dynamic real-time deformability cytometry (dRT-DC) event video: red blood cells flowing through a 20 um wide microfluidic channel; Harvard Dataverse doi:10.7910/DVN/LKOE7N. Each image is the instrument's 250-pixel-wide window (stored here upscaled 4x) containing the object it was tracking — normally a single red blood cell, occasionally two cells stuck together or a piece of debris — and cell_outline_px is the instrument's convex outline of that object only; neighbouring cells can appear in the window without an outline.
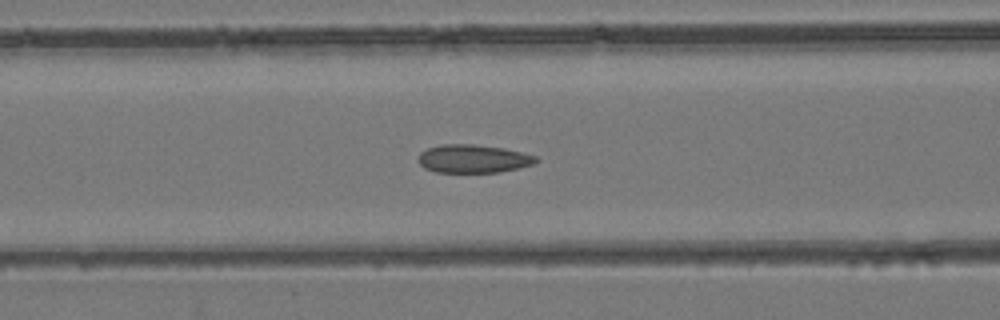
{"species": "common noctule bat (a hibernating species)", "species_latin": "Nyctalus noctula", "temperature_condition": "room temperature", "stored_images_in_passage": 47, "camera_frame_rate_fps": 3000, "um_per_image_px": 0.085, "animal": {"sex": "female", "body_mass_g": 24.6, "forearm_length_mm": 56.2}, "frame": {"image": 1, "passage_image": 19, "time_ms": 6.0, "image_size_px": [1000, 320], "cell_outline_px": [[540, 160], [536, 164], [500, 172], [436, 172], [424, 168], [416, 160], [420, 152], [428, 148], [440, 144], [472, 144], [504, 148], [536, 156]], "centroid_in_image_um": [40.21, 13.49], "position_along_channel_um": 126.4, "area_um2": 19.54}}
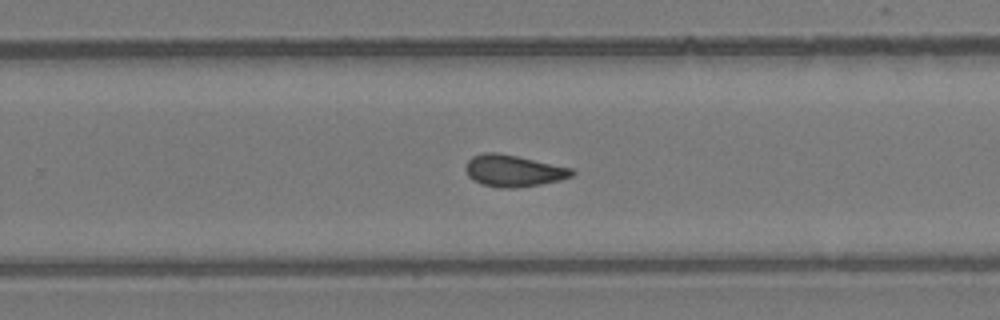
{"frame": {"image": 2, "passage_image": 30, "time_ms": 9.667, "image_size_px": [1000, 320], "cell_outline_px": [[576, 172], [572, 176], [560, 180], [540, 184], [512, 188], [500, 188], [480, 184], [472, 180], [468, 176], [464, 168], [468, 160], [472, 156], [484, 152], [496, 152], [516, 156], [572, 168]], "centroid_in_image_um": [43.6, 14.52], "position_along_channel_um": 286.2, "area_um2": 19.65}}
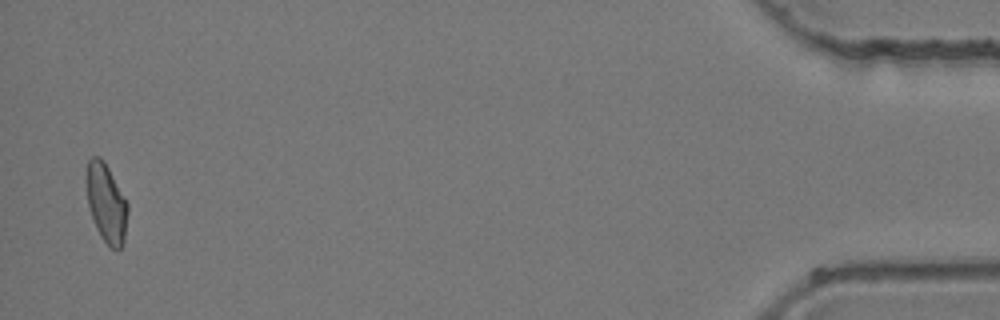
{"frame": {"image": 3, "passage_image": 46, "time_ms": 15.0, "image_size_px": [1000, 320], "cell_outline_px": [[128, 212], [124, 244], [116, 252], [100, 236], [96, 228], [88, 204], [84, 180], [88, 160], [92, 156], [100, 156], [104, 160], [128, 204]], "centroid_in_image_um": [9.02, 17.24], "position_along_channel_um": 426.2, "area_um2": 19.25}}